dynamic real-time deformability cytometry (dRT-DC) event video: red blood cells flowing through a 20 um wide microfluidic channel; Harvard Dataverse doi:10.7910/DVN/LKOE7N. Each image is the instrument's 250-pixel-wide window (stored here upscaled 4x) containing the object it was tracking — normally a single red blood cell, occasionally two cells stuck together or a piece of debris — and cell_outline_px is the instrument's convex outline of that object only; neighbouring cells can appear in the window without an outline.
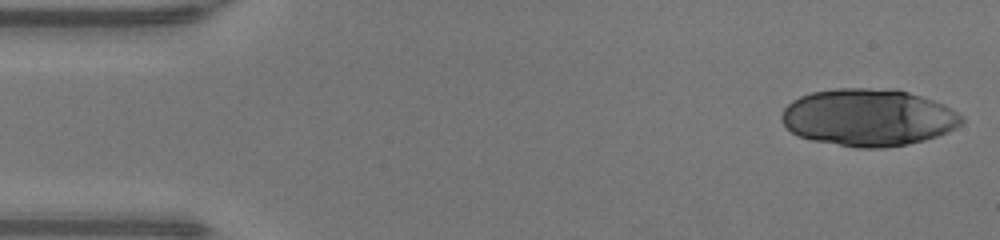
{"species": "human", "species_latin": "Homo sapiens", "temperature_condition": "warm", "stored_images_in_passage": 46, "camera_frame_rate_fps": 3000, "um_per_image_px": 0.085, "donor": {"sex": "male"}, "frame": {"image": 1, "passage_image": 1, "time_ms": 0.0, "image_size_px": [1000, 240], "cell_outline_px": [[964, 120], [956, 128], [948, 132], [924, 140], [908, 144], [880, 148], [856, 148], [812, 140], [800, 136], [792, 132], [784, 124], [780, 116], [784, 108], [792, 100], [800, 96], [812, 92], [836, 88], [896, 88], [944, 104], [964, 116]], "centroid_in_image_um": [73.81, 9.98], "position_along_channel_um": 11.2, "area_um2": 60.23}}
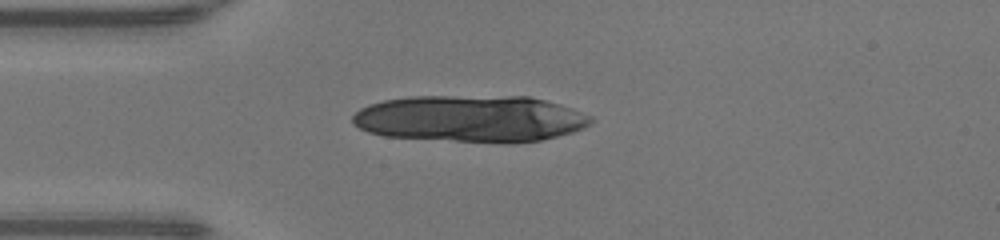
{"frame": {"image": 2, "passage_image": 11, "time_ms": 3.333, "image_size_px": [1000, 240], "cell_outline_px": [[592, 120], [584, 128], [572, 132], [540, 140], [512, 144], [504, 144], [384, 136], [368, 132], [352, 124], [352, 116], [360, 108], [368, 104], [384, 100], [408, 96], [528, 96], [544, 100], [572, 108], [592, 116]], "centroid_in_image_um": [39.98, 10.09], "position_along_channel_um": 45.0, "area_um2": 65.43}}
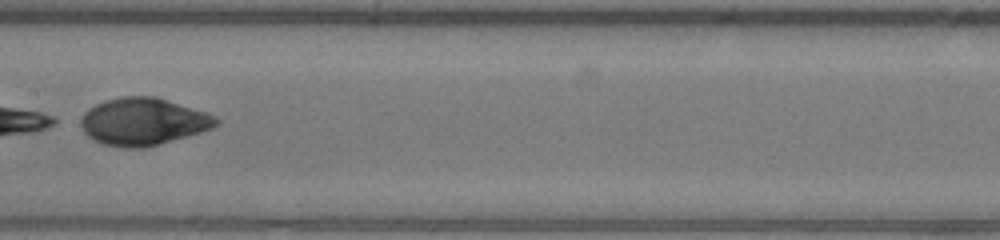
{"frame": {"image": 3, "passage_image": 23, "time_ms": 7.333, "image_size_px": [1000, 240], "cell_outline_px": [[220, 124], [212, 128], [200, 132], [160, 144], [144, 148], [124, 148], [104, 144], [88, 136], [84, 132], [80, 124], [80, 120], [84, 112], [88, 108], [104, 100], [124, 96], [156, 96], [208, 112], [216, 116], [220, 120]], "centroid_in_image_um": [12.19, 10.32], "position_along_channel_um": 195.2, "area_um2": 37.57}}